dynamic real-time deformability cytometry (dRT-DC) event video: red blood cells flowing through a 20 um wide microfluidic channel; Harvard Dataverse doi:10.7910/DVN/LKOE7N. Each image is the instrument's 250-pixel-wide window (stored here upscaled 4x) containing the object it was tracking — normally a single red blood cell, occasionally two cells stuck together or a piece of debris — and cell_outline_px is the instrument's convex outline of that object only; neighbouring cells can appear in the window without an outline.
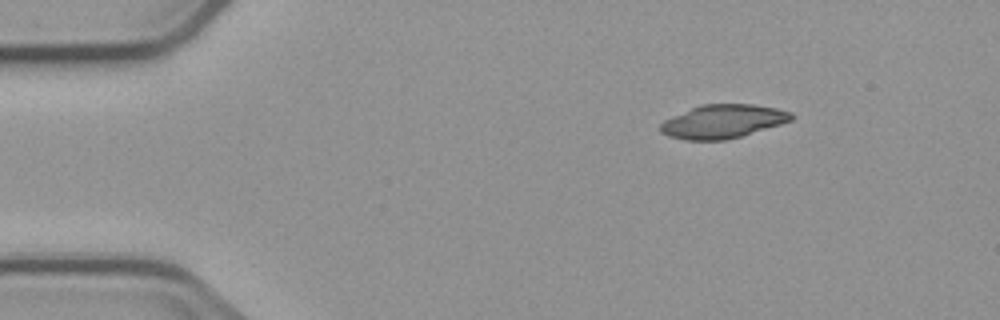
{"species": "common noctule bat (a hibernating species)", "species_latin": "Nyctalus noctula", "temperature_condition": "cold", "stored_images_in_passage": 3, "camera_frame_rate_fps": 3000, "um_per_image_px": 0.085, "animal": {"sex": "male", "body_mass_g": 23.1, "forearm_length_mm": 52.7}, "frame": {"image": 1, "passage_image": 1, "time_ms": 0.0, "image_size_px": [1000, 320], "cell_outline_px": [[792, 120], [780, 124], [740, 136], [724, 140], [688, 140], [668, 136], [660, 132], [660, 124], [664, 120], [692, 108], [704, 104], [752, 104], [776, 108], [792, 112]], "centroid_in_image_um": [61.43, 10.32], "position_along_channel_um": 23.6, "area_um2": 25.26}}